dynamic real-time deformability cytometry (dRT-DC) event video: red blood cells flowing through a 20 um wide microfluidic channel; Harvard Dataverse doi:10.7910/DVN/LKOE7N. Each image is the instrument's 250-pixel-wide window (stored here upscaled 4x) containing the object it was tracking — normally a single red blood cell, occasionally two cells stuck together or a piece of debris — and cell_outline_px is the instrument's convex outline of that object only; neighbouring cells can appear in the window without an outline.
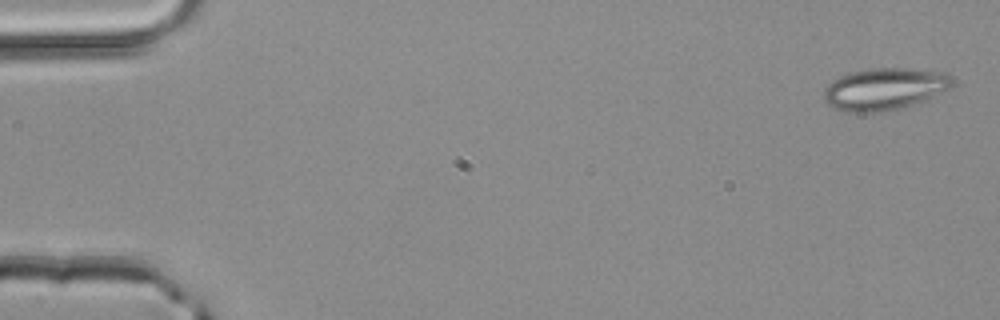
{"species": "common noctule bat (a hibernating species)", "species_latin": "Nyctalus noctula", "temperature_condition": "room temperature", "stored_images_in_passage": 5, "camera_frame_rate_fps": 3000, "um_per_image_px": 0.085, "animal": {"sex": "male", "body_mass_g": 20.4}, "frame": {"image": 1, "passage_image": 1, "time_ms": 0.0, "image_size_px": [1000, 320], "cell_outline_px": [[952, 84], [948, 88], [924, 100], [900, 108], [884, 112], [848, 112], [832, 108], [824, 100], [824, 88], [832, 80], [848, 72], [872, 68], [912, 68], [944, 72], [952, 80]], "centroid_in_image_um": [75.11, 7.56], "position_along_channel_um": 9.9, "area_um2": 31.39}}